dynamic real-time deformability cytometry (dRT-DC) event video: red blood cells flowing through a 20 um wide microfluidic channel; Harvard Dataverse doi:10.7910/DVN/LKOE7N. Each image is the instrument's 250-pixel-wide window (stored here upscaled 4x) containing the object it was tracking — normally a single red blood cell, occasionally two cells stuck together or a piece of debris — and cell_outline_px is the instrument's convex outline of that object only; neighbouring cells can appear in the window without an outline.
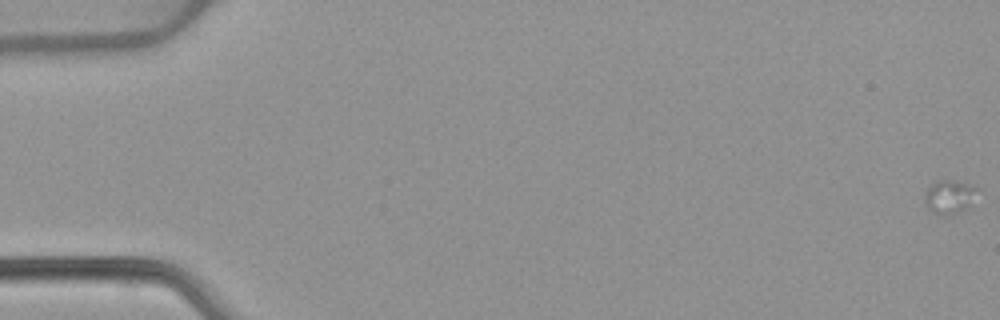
{"species": "common noctule bat (a hibernating species)", "species_latin": "Nyctalus noctula", "temperature_condition": "warm", "stored_images_in_passage": 5, "camera_frame_rate_fps": 3000, "um_per_image_px": 0.085, "animal": {"sex": "female", "body_mass_g": 22.7, "forearm_length_mm": 54.2}, "frame": {"image": 1, "passage_image": 1, "time_ms": 0.0, "image_size_px": [1000, 320], "cell_outline_px": [[980, 188], [968, 204], [964, 208], [948, 216], [936, 216], [924, 204], [924, 196], [928, 188], [936, 180], [952, 180], [968, 184]], "centroid_in_image_um": [80.63, 16.73], "position_along_channel_um": 4.4, "area_um2": 10.23}}